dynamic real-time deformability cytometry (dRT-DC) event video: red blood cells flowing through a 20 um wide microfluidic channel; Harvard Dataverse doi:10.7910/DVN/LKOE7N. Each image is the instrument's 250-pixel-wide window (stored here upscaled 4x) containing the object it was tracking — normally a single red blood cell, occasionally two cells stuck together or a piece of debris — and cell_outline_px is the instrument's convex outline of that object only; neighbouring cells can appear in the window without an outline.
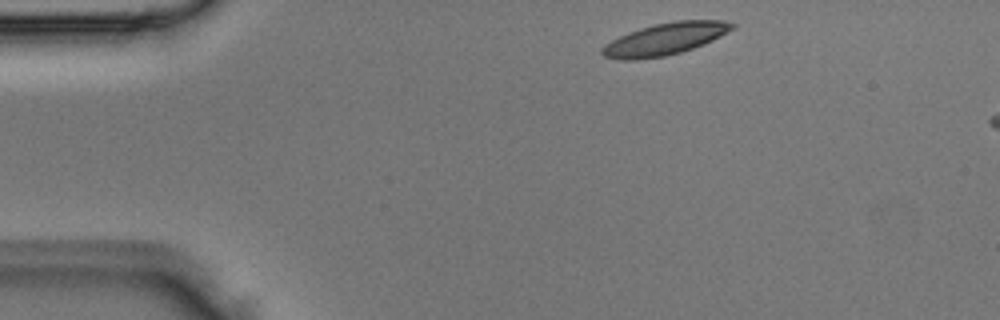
{"species": "Egyptian fruit bat (a non-hibernating species)", "species_latin": "Rousettus aegyptiacus", "temperature_condition": "room temperature", "stored_images_in_passage": 3, "segment_of_instrument_passage": [1, 2], "camera_frame_rate_fps": 3000, "um_per_image_px": 0.085, "animal": {"sex": "male"}, "frame": {"image": 1, "passage_image": 1, "time_ms": 0.0, "image_size_px": [1000, 320], "cell_outline_px": [[736, 28], [712, 40], [692, 48], [680, 52], [664, 56], [636, 60], [620, 60], [604, 56], [600, 52], [600, 48], [604, 44], [628, 32], [640, 28], [656, 24], [676, 20], [720, 20], [736, 24]], "centroid_in_image_um": [56.5, 3.31], "position_along_channel_um": 28.5, "area_um2": 24.16}}